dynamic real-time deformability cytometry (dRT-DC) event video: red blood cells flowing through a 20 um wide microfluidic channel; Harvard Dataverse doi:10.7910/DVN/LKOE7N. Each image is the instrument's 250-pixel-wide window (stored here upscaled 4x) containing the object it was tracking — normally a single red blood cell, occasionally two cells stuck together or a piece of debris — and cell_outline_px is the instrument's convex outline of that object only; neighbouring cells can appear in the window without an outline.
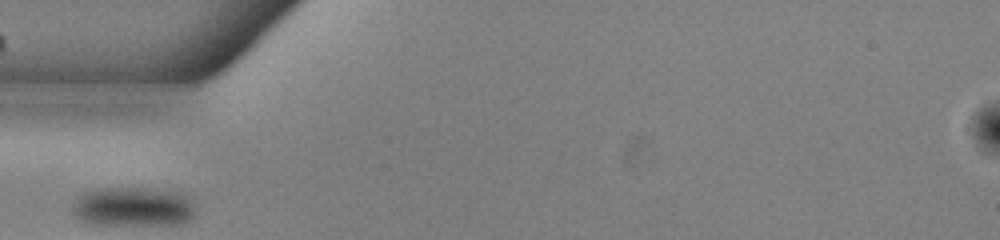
{"species": "common noctule bat (a hibernating species)", "species_latin": "Nyctalus noctula", "temperature_condition": "warm", "stored_images_in_passage": 25, "camera_frame_rate_fps": 3000, "um_per_image_px": 0.085, "animal": {"sex": "male", "body_mass_g": 13.0, "forearm_length_mm": 53.1}, "frame": {"image": 1, "passage_image": 1, "time_ms": 0.0, "image_size_px": [1000, 240], "cell_outline_px": [[196, 212], [184, 224], [88, 224], [80, 220], [72, 212], [72, 204], [76, 196], [84, 192], [100, 188], [148, 188], [176, 192], [188, 196], [192, 200]], "centroid_in_image_um": [11.29, 17.57], "position_along_channel_um": 73.7, "area_um2": 28.5}}
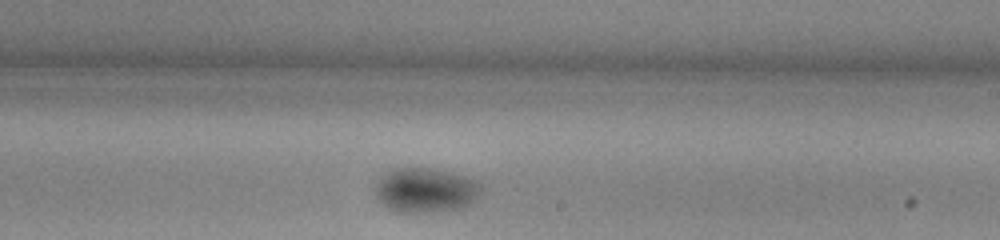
{"frame": {"image": 2, "passage_image": 15, "time_ms": 4.667, "image_size_px": [1000, 240], "cell_outline_px": [[480, 196], [468, 204], [460, 208], [428, 212], [400, 212], [388, 208], [376, 196], [372, 188], [392, 168], [428, 168], [448, 172], [464, 176], [480, 184]], "centroid_in_image_um": [36.14, 16.17], "position_along_channel_um": 252.9, "area_um2": 27.05}}
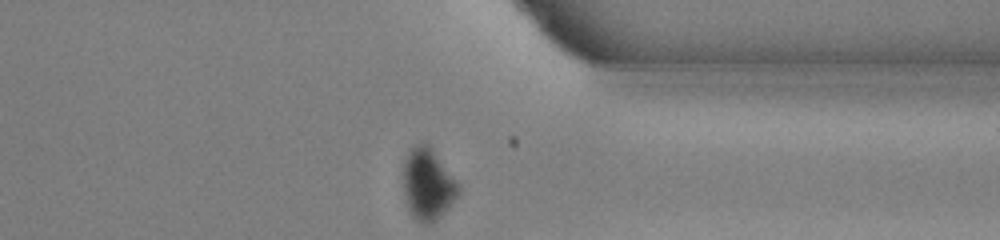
{"frame": {"image": 3, "passage_image": 25, "time_ms": 8.0, "image_size_px": [1000, 240], "cell_outline_px": [[460, 192], [448, 208], [432, 224], [424, 224], [416, 220], [412, 216], [404, 200], [404, 160], [408, 152], [416, 144], [428, 144], [432, 148], [460, 184]], "centroid_in_image_um": [36.37, 15.68], "position_along_channel_um": 375.0, "area_um2": 23.06}}